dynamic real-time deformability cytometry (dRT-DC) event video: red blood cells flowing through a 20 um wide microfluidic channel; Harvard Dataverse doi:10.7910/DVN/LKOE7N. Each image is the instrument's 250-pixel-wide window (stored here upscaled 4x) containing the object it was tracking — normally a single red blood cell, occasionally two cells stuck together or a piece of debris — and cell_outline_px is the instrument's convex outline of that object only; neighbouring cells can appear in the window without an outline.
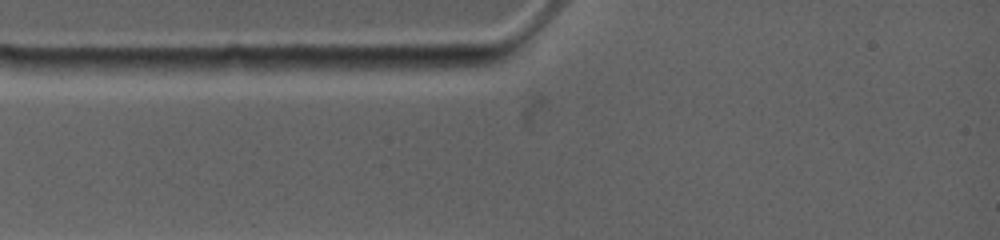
{"species": "common noctule bat (a hibernating species)", "species_latin": "Nyctalus noctula", "temperature_condition": "warm", "stored_images_in_passage": 3, "segment_of_instrument_passage": [1, 2], "camera_frame_rate_fps": 4500, "um_per_image_px": 0.085, "animal": {"sex": "female", "body_mass_g": 19.0, "forearm_length_mm": 53.3}, "frame": {"image": 1, "passage_image": 1, "time_ms": 0.0, "image_size_px": [1000, 240], "cell_outline_px": [[244, 68], [156, 76], [152, 76], [124, 64], [128, 60], [228, 56], [240, 56], [244, 64]], "centroid_in_image_um": [15.78, 5.53], "position_along_channel_um": 69.2, "area_um2": 11.85}}